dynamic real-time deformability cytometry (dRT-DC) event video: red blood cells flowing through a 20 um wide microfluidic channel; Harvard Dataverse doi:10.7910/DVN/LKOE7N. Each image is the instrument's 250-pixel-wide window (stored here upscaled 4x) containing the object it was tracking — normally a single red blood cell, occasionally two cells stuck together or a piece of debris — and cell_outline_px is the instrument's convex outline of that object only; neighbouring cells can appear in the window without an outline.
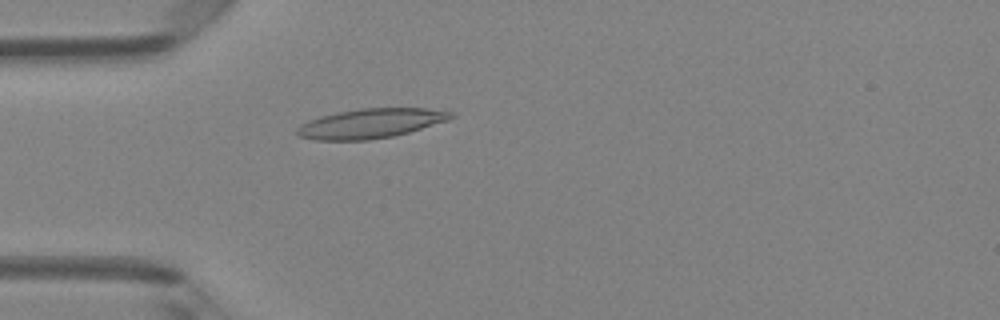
{"species": "Egyptian fruit bat (a non-hibernating species)", "species_latin": "Rousettus aegyptiacus", "temperature_condition": "room temperature", "stored_images_in_passage": 48, "camera_frame_rate_fps": 3000, "um_per_image_px": 0.085, "animal": {"sex": "female"}, "frame": {"image": 1, "passage_image": 14, "time_ms": 4.333, "image_size_px": [1000, 320], "cell_outline_px": [[456, 116], [448, 120], [408, 132], [392, 136], [368, 140], [316, 140], [300, 136], [296, 132], [296, 128], [300, 124], [308, 120], [320, 116], [336, 112], [360, 108], [424, 108], [452, 112]], "centroid_in_image_um": [31.47, 10.48], "position_along_channel_um": 53.5, "area_um2": 26.41}}
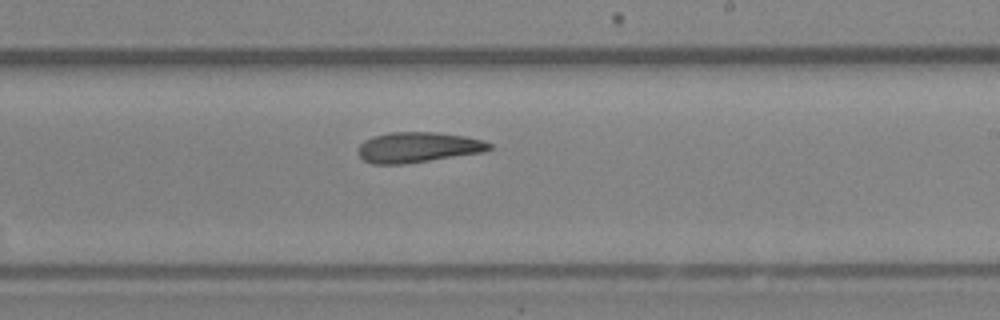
{"frame": {"image": 2, "passage_image": 29, "time_ms": 9.333, "image_size_px": [1000, 320], "cell_outline_px": [[492, 148], [484, 152], [404, 164], [372, 164], [364, 160], [356, 152], [360, 144], [364, 140], [372, 136], [392, 132], [436, 132], [464, 136], [484, 140], [492, 144]], "centroid_in_image_um": [35.52, 12.52], "position_along_channel_um": 253.5, "area_um2": 23.35}}
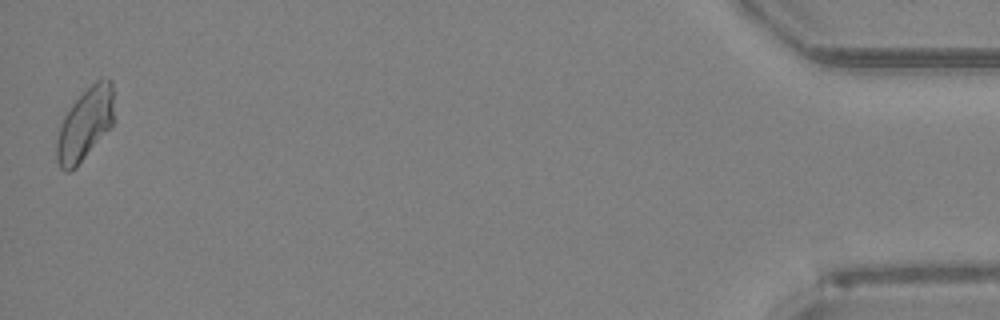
{"frame": {"image": 3, "passage_image": 48, "time_ms": 15.667, "image_size_px": [1000, 320], "cell_outline_px": [[112, 128], [76, 168], [68, 172], [64, 172], [60, 168], [56, 160], [56, 140], [60, 124], [64, 116], [72, 104], [96, 80], [104, 76], [108, 76], [112, 80]], "centroid_in_image_um": [7.22, 10.59], "position_along_channel_um": 428.0, "area_um2": 24.39}}